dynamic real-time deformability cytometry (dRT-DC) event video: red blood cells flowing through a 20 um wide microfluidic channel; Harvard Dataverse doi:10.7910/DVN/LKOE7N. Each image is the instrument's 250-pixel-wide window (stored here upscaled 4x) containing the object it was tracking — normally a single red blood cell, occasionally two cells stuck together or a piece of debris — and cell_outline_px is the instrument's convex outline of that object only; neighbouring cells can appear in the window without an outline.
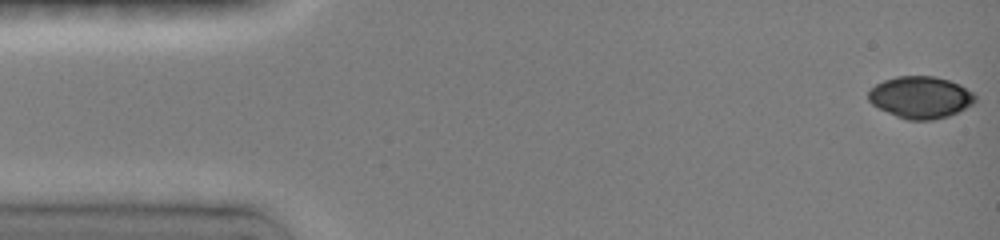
{"species": "common noctule bat (a hibernating species)", "species_latin": "Nyctalus noctula", "temperature_condition": "room temperature", "stored_images_in_passage": 25, "camera_frame_rate_fps": 3000, "um_per_image_px": 0.085, "animal": {"sex": "female", "body_mass_g": 19.0, "forearm_length_mm": 51.5}, "frame": {"image": 1, "passage_image": 1, "time_ms": 0.0, "image_size_px": [1000, 240], "cell_outline_px": [[976, 100], [972, 104], [948, 116], [932, 120], [908, 120], [896, 116], [872, 104], [868, 100], [868, 92], [876, 84], [884, 80], [896, 76], [936, 76], [960, 84], [972, 92], [976, 96]], "centroid_in_image_um": [78.24, 8.26], "position_along_channel_um": 6.8, "area_um2": 25.95}}
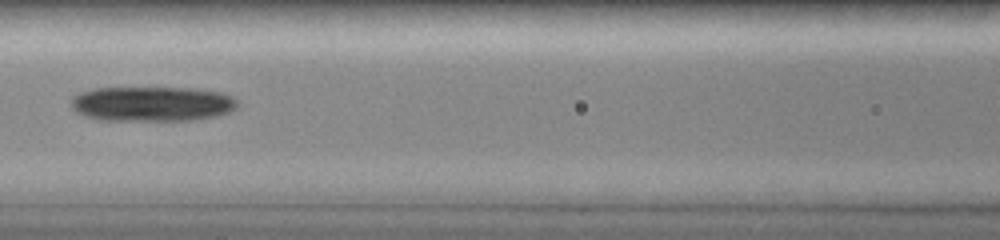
{"frame": {"image": 2, "passage_image": 16, "time_ms": 6.667, "image_size_px": [1000, 240], "cell_outline_px": [[236, 108], [228, 112], [216, 116], [196, 120], [96, 120], [84, 116], [76, 112], [72, 108], [72, 100], [80, 92], [96, 88], [188, 88], [216, 92], [228, 96], [236, 100]], "centroid_in_image_um": [12.87, 8.84], "position_along_channel_um": 153.7, "area_um2": 33.52}}
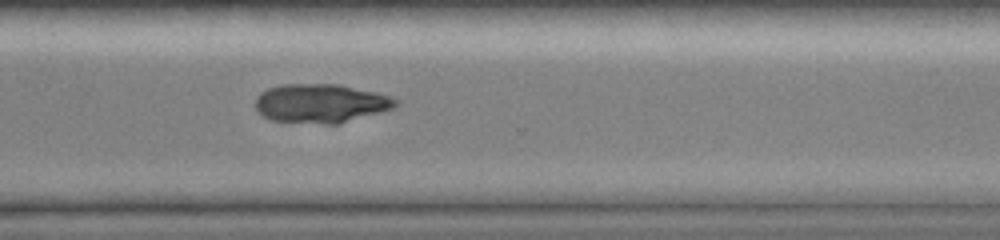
{"frame": {"image": 3, "passage_image": 25, "time_ms": 11.333, "image_size_px": [1000, 240], "cell_outline_px": [[396, 104], [392, 108], [380, 112], [336, 124], [324, 124], [272, 120], [264, 116], [256, 108], [256, 96], [260, 92], [268, 88], [284, 84], [336, 84], [372, 92], [388, 96], [396, 100]], "centroid_in_image_um": [27.2, 8.78], "position_along_channel_um": 343.4, "area_um2": 31.15}}